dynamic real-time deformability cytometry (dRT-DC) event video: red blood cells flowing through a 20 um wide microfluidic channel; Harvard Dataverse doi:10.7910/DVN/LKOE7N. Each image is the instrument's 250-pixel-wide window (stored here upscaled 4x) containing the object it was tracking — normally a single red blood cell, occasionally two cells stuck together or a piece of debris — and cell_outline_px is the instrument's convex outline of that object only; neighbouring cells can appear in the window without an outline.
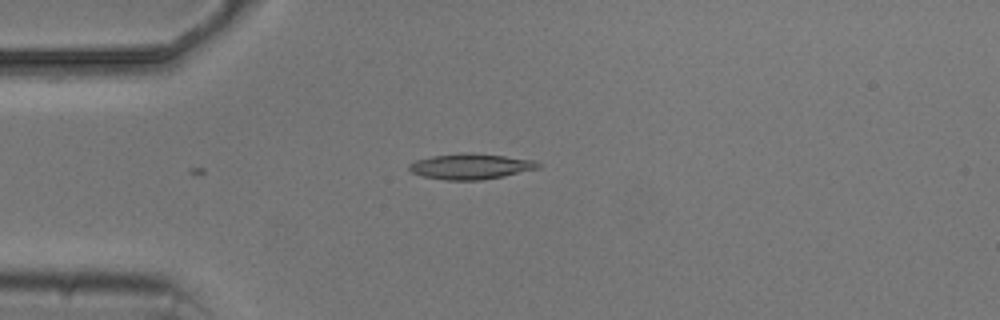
{"species": "common noctule bat (a hibernating species)", "species_latin": "Nyctalus noctula", "temperature_condition": "cold", "stored_images_in_passage": 4, "camera_frame_rate_fps": 3000, "um_per_image_px": 0.085, "animal": {"sex": "male", "body_mass_g": 20.5, "forearm_length_mm": 52.5}, "frame": {"image": 1, "passage_image": 1, "time_ms": 0.0, "image_size_px": [1000, 320], "cell_outline_px": [[540, 168], [504, 176], [480, 180], [444, 180], [424, 176], [412, 172], [408, 168], [408, 164], [416, 160], [432, 156], [460, 152], [472, 152], [536, 160], [540, 164]], "centroid_in_image_um": [40.02, 14.13], "position_along_channel_um": 45.0, "area_um2": 19.36}}
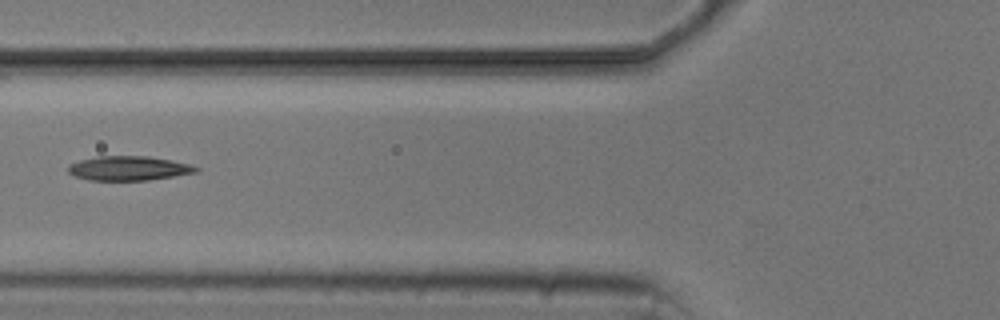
{"frame": {"image": 2, "passage_image": 3, "time_ms": 2.333, "image_size_px": [1000, 320], "cell_outline_px": [[200, 168], [196, 172], [148, 180], [88, 180], [76, 176], [68, 172], [68, 164], [80, 160], [96, 156], [148, 156], [172, 160], [192, 164]], "centroid_in_image_um": [10.93, 14.29], "position_along_channel_um": 114.9, "area_um2": 18.15}}
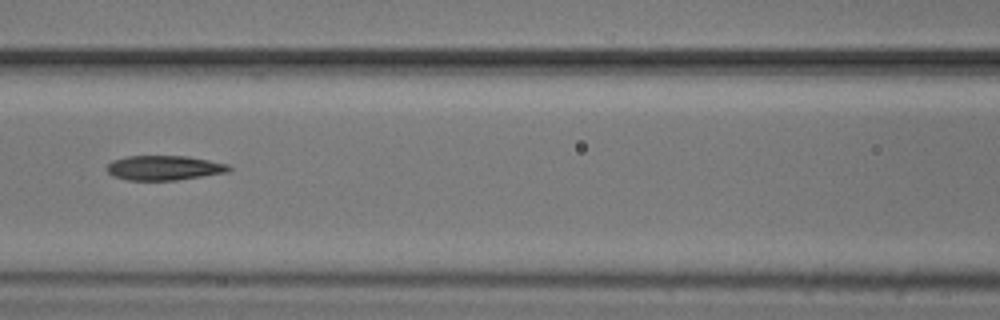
{"frame": {"image": 3, "passage_image": 4, "time_ms": 3.333, "image_size_px": [1000, 320], "cell_outline_px": [[232, 168], [228, 172], [176, 180], [128, 180], [112, 176], [104, 168], [112, 160], [128, 156], [188, 156], [228, 164]], "centroid_in_image_um": [13.92, 14.26], "position_along_channel_um": 152.7, "area_um2": 17.57}}